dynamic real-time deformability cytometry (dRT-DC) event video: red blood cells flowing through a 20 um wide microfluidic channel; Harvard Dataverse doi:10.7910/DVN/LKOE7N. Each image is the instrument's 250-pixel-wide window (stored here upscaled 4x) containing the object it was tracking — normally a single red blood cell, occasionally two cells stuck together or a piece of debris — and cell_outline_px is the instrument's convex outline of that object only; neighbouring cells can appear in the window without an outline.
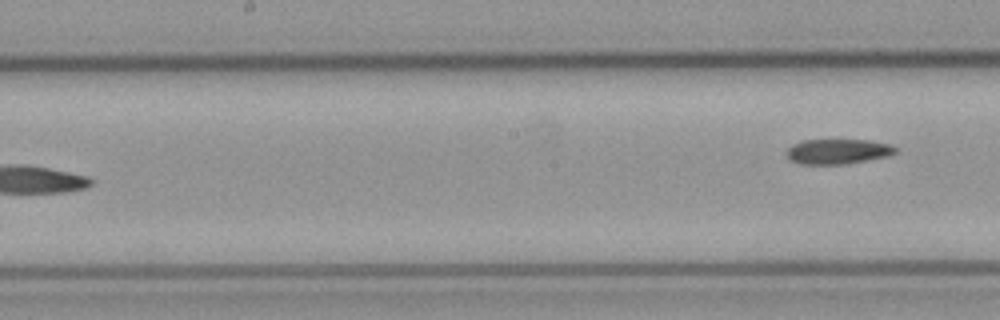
{"species": "common noctule bat (a hibernating species)", "species_latin": "Nyctalus noctula", "temperature_condition": "cold", "stored_images_in_passage": 8, "segment_of_instrument_passage": [2, 2], "camera_frame_rate_fps": 3000, "um_per_image_px": 0.085, "animal": {"sex": "male", "body_mass_g": 23.1, "forearm_length_mm": 52.7}, "frame": {"image": 1, "passage_image": 8, "time_ms": 8.333, "image_size_px": [1000, 320], "cell_outline_px": [[896, 152], [888, 156], [844, 164], [800, 164], [792, 160], [788, 156], [788, 148], [792, 144], [804, 140], [868, 140], [888, 144], [896, 148]], "centroid_in_image_um": [71.21, 12.87], "position_along_channel_um": 177.0, "area_um2": 15.61}}